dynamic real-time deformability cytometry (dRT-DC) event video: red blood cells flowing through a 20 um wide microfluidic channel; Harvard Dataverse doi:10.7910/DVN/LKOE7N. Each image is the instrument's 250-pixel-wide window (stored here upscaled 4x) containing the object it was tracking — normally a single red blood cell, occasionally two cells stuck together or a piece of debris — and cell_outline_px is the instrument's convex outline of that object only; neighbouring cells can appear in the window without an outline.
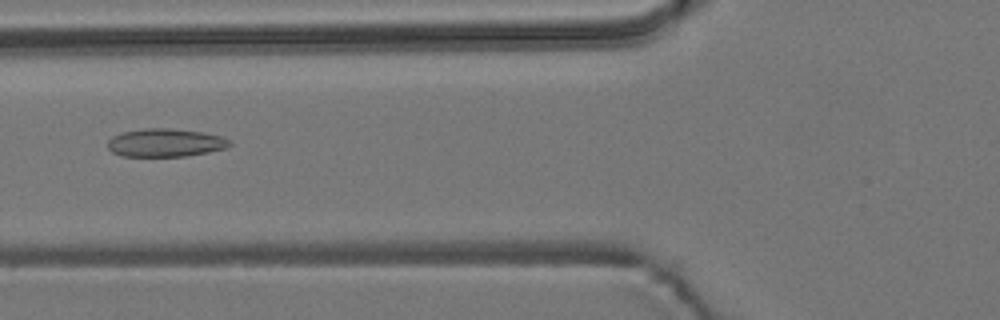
{"species": "common noctule bat (a hibernating species)", "species_latin": "Nyctalus noctula", "temperature_condition": "room temperature", "stored_images_in_passage": 55, "camera_frame_rate_fps": 3000, "um_per_image_px": 0.085, "animal": {"sex": "male", "body_mass_g": 19.2, "forearm_length_mm": 51.8}, "frame": {"image": 1, "passage_image": 21, "time_ms": 6.667, "image_size_px": [1000, 320], "cell_outline_px": [[232, 144], [228, 148], [208, 152], [184, 156], [120, 156], [112, 152], [108, 148], [108, 140], [112, 136], [124, 132], [144, 128], [168, 128], [200, 132], [220, 136], [232, 140]], "centroid_in_image_um": [14.06, 12.13], "position_along_channel_um": 111.7, "area_um2": 20.0}}
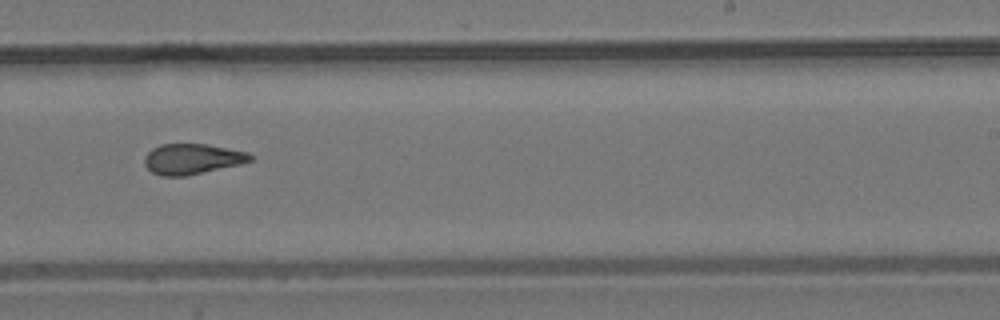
{"frame": {"image": 2, "passage_image": 34, "time_ms": 11.0, "image_size_px": [1000, 320], "cell_outline_px": [[252, 160], [240, 164], [188, 176], [160, 176], [152, 172], [144, 164], [144, 156], [152, 148], [160, 144], [208, 144], [248, 152], [252, 156]], "centroid_in_image_um": [16.31, 13.51], "position_along_channel_um": 272.7, "area_um2": 18.9}}
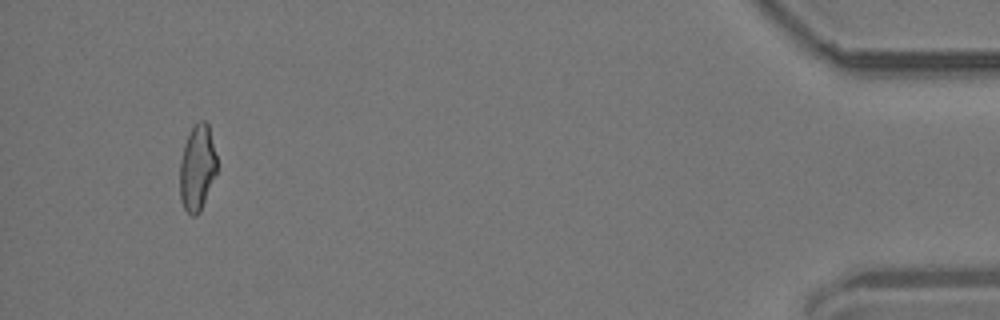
{"frame": {"image": 3, "passage_image": 52, "time_ms": 17.0, "image_size_px": [1000, 320], "cell_outline_px": [[216, 172], [200, 212], [196, 216], [192, 216], [184, 208], [180, 200], [180, 160], [184, 144], [192, 128], [200, 120], [204, 120], [208, 124], [216, 156]], "centroid_in_image_um": [16.75, 14.28], "position_along_channel_um": 418.5, "area_um2": 18.26}, "authors_computed_cell_mechanics": {"area_um2": 19.5942, "velocity_mm_per_s": 3.7189, "shape_relaxation_time_tau1_ms": null, "shape_relaxation_time_tau2_ms": 2.442, "deformation_change_tau1": null, "deformation_change_tau2": 0.1079}}